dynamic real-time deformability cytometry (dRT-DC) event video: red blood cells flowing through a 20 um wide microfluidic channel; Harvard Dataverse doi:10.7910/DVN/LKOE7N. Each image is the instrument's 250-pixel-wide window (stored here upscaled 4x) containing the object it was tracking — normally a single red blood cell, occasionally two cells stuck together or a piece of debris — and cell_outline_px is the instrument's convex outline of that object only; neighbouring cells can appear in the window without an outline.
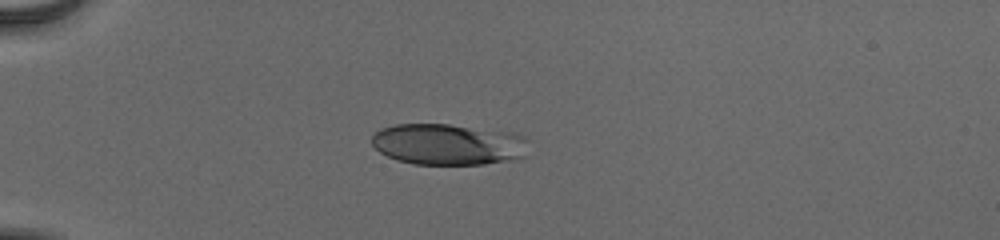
{"species": "human", "species_latin": "Homo sapiens", "temperature_condition": "cold", "stored_images_in_passage": 39, "camera_frame_rate_fps": 3000, "um_per_image_px": 0.085, "donor": {"sex": "male"}, "frame": {"image": 1, "passage_image": 1, "time_ms": 0.0, "image_size_px": [1000, 240], "cell_outline_px": [[528, 140], [524, 156], [512, 160], [484, 164], [412, 164], [396, 160], [380, 152], [372, 144], [372, 136], [376, 132], [384, 128], [396, 124], [448, 124], [512, 132], [524, 136]], "centroid_in_image_um": [38.11, 12.27], "position_along_channel_um": 46.9, "area_um2": 37.69}}
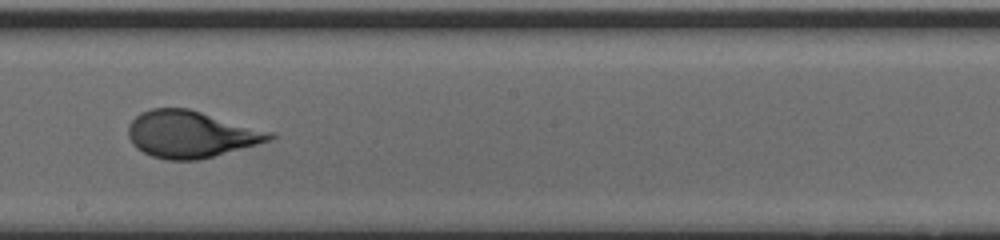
{"frame": {"image": 2, "passage_image": 18, "time_ms": 5.667, "image_size_px": [1000, 240], "cell_outline_px": [[276, 136], [272, 140], [212, 156], [196, 160], [168, 160], [152, 156], [136, 148], [132, 144], [128, 136], [128, 124], [140, 112], [152, 108], [188, 108], [276, 132]], "centroid_in_image_um": [16.24, 11.39], "position_along_channel_um": 232.0, "area_um2": 38.73}}
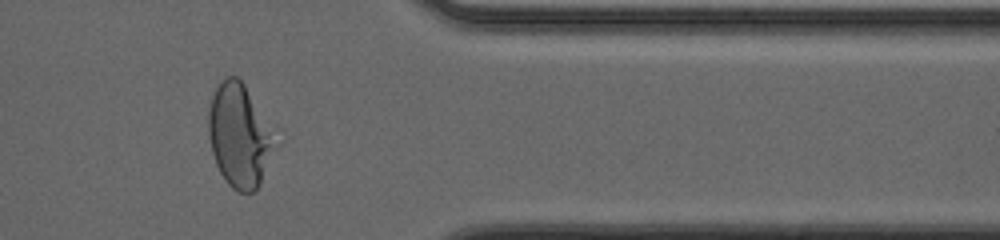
{"frame": {"image": 3, "passage_image": 31, "time_ms": 10.0, "image_size_px": [1000, 240], "cell_outline_px": [[272, 144], [260, 184], [252, 192], [240, 192], [232, 188], [228, 184], [220, 172], [216, 164], [212, 152], [208, 136], [208, 112], [212, 96], [216, 88], [228, 76], [236, 76], [244, 84]], "centroid_in_image_um": [20.19, 11.57], "position_along_channel_um": 391.2, "area_um2": 37.11}, "authors_computed_cell_mechanics": {"area_um2": 38.2058, "velocity_mm_per_s": 3.892, "shape_relaxation_time_tau1_ms": 4.5945, "shape_relaxation_time_tau2_ms": null, "deformation_change_tau1": 0.2088, "deformation_change_tau2": null}}